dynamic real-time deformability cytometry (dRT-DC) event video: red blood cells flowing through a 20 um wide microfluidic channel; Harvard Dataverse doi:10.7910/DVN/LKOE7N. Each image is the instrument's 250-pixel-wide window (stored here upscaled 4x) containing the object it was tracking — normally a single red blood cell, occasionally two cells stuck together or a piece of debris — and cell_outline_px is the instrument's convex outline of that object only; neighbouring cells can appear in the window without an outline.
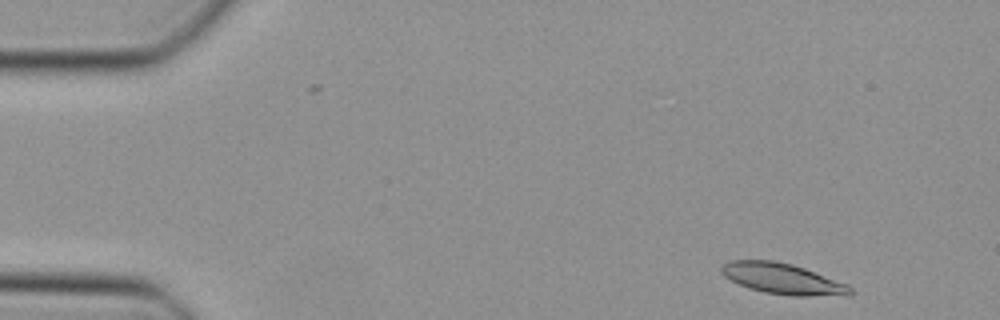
{"species": "Egyptian fruit bat (a non-hibernating species)", "species_latin": "Rousettus aegyptiacus", "temperature_condition": "cold", "stored_images_in_passage": 46, "camera_frame_rate_fps": 3000, "um_per_image_px": 0.085, "animal": {"sex": "female"}, "frame": {"image": 1, "passage_image": 3, "time_ms": 0.667, "image_size_px": [1000, 320], "cell_outline_px": [[852, 292], [848, 296], [792, 296], [764, 292], [748, 288], [724, 276], [720, 272], [720, 268], [724, 264], [732, 260], [772, 260], [792, 264], [804, 268], [848, 284], [852, 288]], "centroid_in_image_um": [66.55, 23.7], "position_along_channel_um": 18.4, "area_um2": 23.18}}
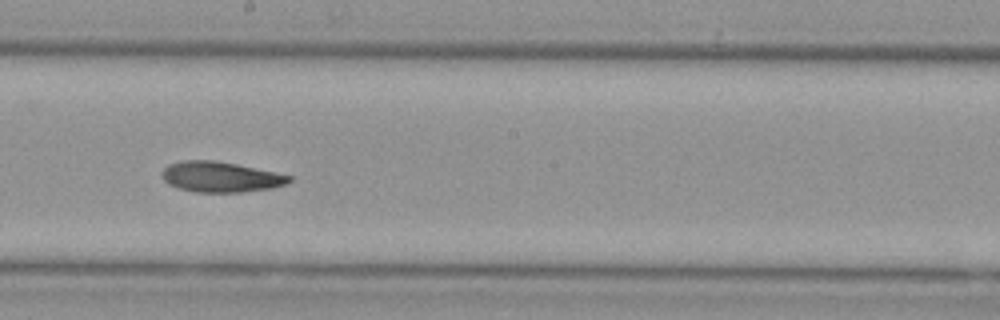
{"frame": {"image": 2, "passage_image": 25, "time_ms": 8.0, "image_size_px": [1000, 320], "cell_outline_px": [[292, 180], [288, 184], [272, 188], [240, 192], [196, 192], [180, 188], [168, 184], [160, 176], [160, 172], [168, 164], [184, 160], [216, 160], [236, 164], [292, 176]], "centroid_in_image_um": [18.72, 15.03], "position_along_channel_um": 229.5, "area_um2": 22.6}}
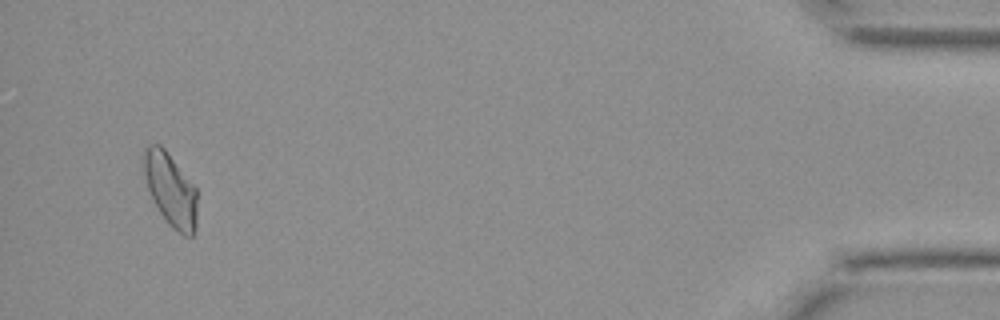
{"frame": {"image": 3, "passage_image": 44, "time_ms": 14.333, "image_size_px": [1000, 320], "cell_outline_px": [[196, 228], [192, 236], [184, 236], [172, 228], [168, 224], [160, 212], [148, 188], [144, 172], [144, 148], [148, 144], [160, 144], [164, 148], [196, 188]], "centroid_in_image_um": [14.51, 16.13], "position_along_channel_um": 420.7, "area_um2": 22.37}}